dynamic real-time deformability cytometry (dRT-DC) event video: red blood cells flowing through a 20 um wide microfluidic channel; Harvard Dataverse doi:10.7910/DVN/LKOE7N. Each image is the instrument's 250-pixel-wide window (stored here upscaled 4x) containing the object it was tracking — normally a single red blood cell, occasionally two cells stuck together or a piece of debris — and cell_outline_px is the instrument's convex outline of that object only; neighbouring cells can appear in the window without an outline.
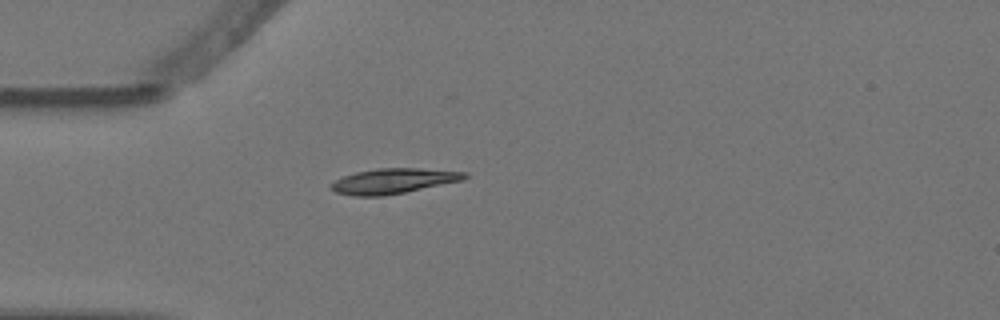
{"species": "Egyptian fruit bat (a non-hibernating species)", "species_latin": "Rousettus aegyptiacus", "temperature_condition": "warm", "stored_images_in_passage": 1, "camera_frame_rate_fps": 3000, "um_per_image_px": 0.085, "animal": {"sex": "female"}, "frame": {"image": 1, "passage_image": 1, "time_ms": 0.0, "image_size_px": [1000, 320], "cell_outline_px": [[468, 176], [460, 180], [404, 192], [384, 196], [352, 196], [336, 192], [328, 188], [328, 184], [344, 176], [356, 172], [376, 168], [420, 168], [468, 172]], "centroid_in_image_um": [33.36, 15.38], "position_along_channel_um": 51.6, "area_um2": 19.48}}